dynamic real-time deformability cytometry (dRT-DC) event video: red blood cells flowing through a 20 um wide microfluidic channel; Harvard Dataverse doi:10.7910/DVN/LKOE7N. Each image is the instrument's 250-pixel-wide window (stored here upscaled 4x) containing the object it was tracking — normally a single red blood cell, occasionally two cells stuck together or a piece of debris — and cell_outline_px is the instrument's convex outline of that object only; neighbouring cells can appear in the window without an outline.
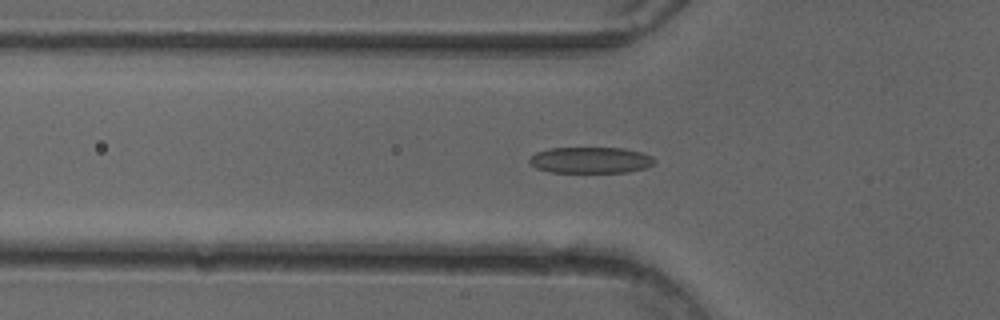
{"species": "common noctule bat (a hibernating species)", "species_latin": "Nyctalus noctula", "temperature_condition": "cold", "stored_images_in_passage": 36, "camera_frame_rate_fps": 3000, "um_per_image_px": 0.085, "animal": {"sex": "female"}, "frame": {"image": 1, "passage_image": 2, "time_ms": 0.333, "image_size_px": [1000, 320], "cell_outline_px": [[656, 160], [652, 164], [644, 168], [628, 172], [552, 172], [536, 168], [528, 160], [536, 152], [548, 148], [624, 148], [640, 152], [652, 156]], "centroid_in_image_um": [50.2, 13.6], "position_along_channel_um": 75.6, "area_um2": 18.96}}
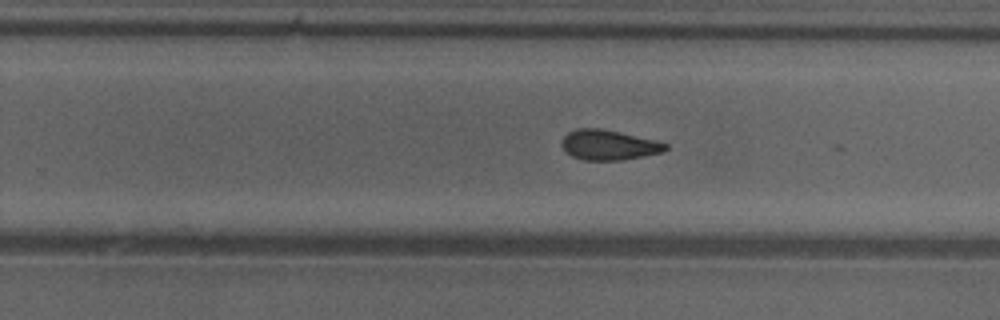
{"frame": {"image": 2, "passage_image": 17, "time_ms": 5.333, "image_size_px": [1000, 320], "cell_outline_px": [[668, 148], [664, 152], [624, 160], [584, 160], [572, 156], [564, 152], [560, 144], [560, 140], [568, 132], [576, 128], [600, 128], [620, 132], [656, 140], [668, 144]], "centroid_in_image_um": [51.72, 12.32], "position_along_channel_um": 278.1, "area_um2": 18.5}}
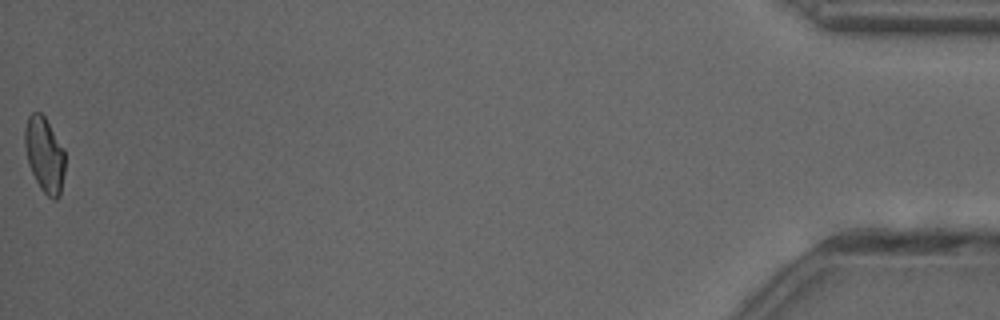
{"frame": {"image": 3, "passage_image": 36, "time_ms": 11.667, "image_size_px": [1000, 320], "cell_outline_px": [[64, 172], [60, 196], [56, 200], [52, 200], [40, 188], [28, 164], [24, 144], [24, 128], [28, 116], [32, 112], [40, 112], [44, 116], [64, 148]], "centroid_in_image_um": [3.77, 13.15], "position_along_channel_um": 431.4, "area_um2": 17.69}, "authors_computed_cell_mechanics": {"area_um2": 18.5538, "velocity_mm_per_s": 4.0395, "shape_relaxation_time_tau1_ms": null, "shape_relaxation_time_tau2_ms": 2.4462, "deformation_change_tau1": null, "deformation_change_tau2": 0.0985}}